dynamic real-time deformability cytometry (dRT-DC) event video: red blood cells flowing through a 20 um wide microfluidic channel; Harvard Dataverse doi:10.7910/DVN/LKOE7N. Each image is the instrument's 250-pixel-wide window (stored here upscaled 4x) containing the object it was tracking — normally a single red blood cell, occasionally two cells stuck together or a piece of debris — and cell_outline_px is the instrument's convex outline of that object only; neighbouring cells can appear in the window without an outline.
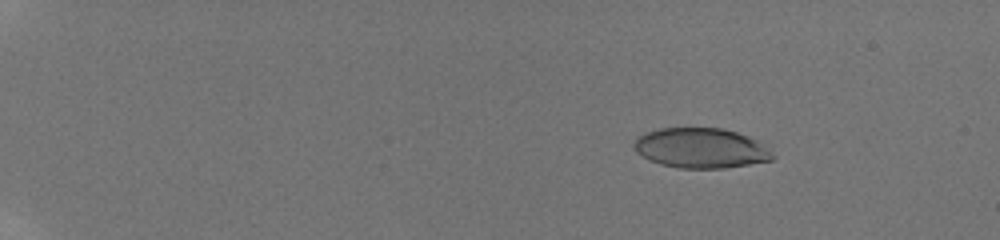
{"species": "human", "species_latin": "Homo sapiens", "temperature_condition": "room temperature", "stored_images_in_passage": 58, "camera_frame_rate_fps": 3000, "um_per_image_px": 0.085, "donor": {"sex": "male"}, "frame": {"image": 1, "passage_image": 11, "time_ms": 3.333, "image_size_px": [1000, 240], "cell_outline_px": [[776, 156], [772, 160], [724, 168], [680, 168], [660, 164], [636, 152], [632, 144], [644, 132], [660, 128], [724, 128], [748, 136], [756, 140], [768, 148]], "centroid_in_image_um": [59.58, 12.58], "position_along_channel_um": 25.4, "area_um2": 32.19}}
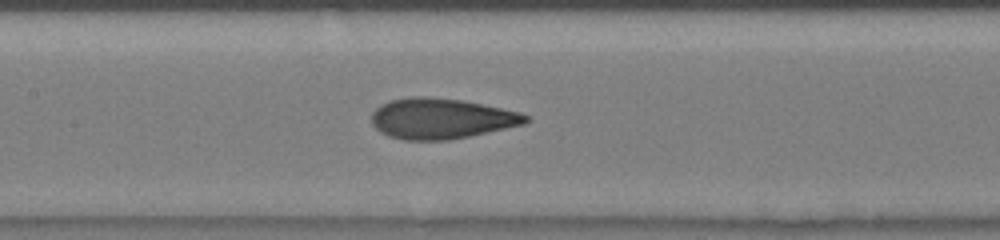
{"frame": {"image": 2, "passage_image": 33, "time_ms": 10.667, "image_size_px": [1000, 240], "cell_outline_px": [[532, 120], [524, 124], [468, 136], [448, 140], [404, 140], [388, 136], [380, 132], [372, 124], [372, 112], [380, 104], [388, 100], [412, 96], [424, 96], [460, 100], [520, 112], [528, 116]], "centroid_in_image_um": [37.46, 10.07], "position_along_channel_um": 169.9, "area_um2": 36.3}}
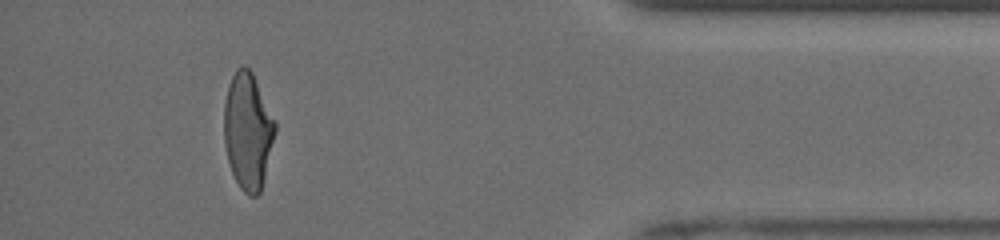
{"frame": {"image": 3, "passage_image": 54, "time_ms": 17.667, "image_size_px": [1000, 240], "cell_outline_px": [[276, 132], [260, 192], [256, 196], [248, 196], [240, 188], [232, 172], [228, 160], [224, 144], [224, 104], [228, 84], [236, 68], [248, 68], [252, 72], [276, 120]], "centroid_in_image_um": [21.07, 11.13], "position_along_channel_um": 414.1, "area_um2": 34.68}, "authors_computed_cell_mechanics": {"area_um2": 34.9979, "velocity_mm_per_s": 3.976, "shape_relaxation_time_tau1_ms": 4.178, "shape_relaxation_time_tau2_ms": 0.9064, "deformation_change_tau1": 0.1774, "deformation_change_tau2": 0.0814}}